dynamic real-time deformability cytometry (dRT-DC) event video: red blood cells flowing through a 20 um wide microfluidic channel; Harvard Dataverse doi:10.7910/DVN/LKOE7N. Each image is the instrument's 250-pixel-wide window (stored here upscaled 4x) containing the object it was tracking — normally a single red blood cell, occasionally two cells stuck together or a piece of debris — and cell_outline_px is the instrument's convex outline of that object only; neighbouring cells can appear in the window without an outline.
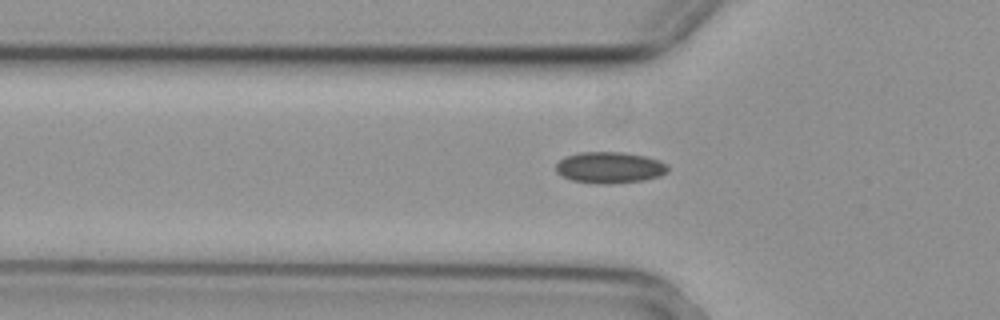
{"species": "common noctule bat (a hibernating species)", "species_latin": "Nyctalus noctula", "temperature_condition": "cold", "stored_images_in_passage": 35, "camera_frame_rate_fps": 3000, "um_per_image_px": 0.085, "animal": {"sex": "female", "body_mass_g": 29.2, "forearm_length_mm": 56.3}, "frame": {"image": 1, "passage_image": 5, "time_ms": 1.333, "image_size_px": [1000, 320], "cell_outline_px": [[668, 172], [660, 176], [644, 180], [604, 184], [572, 180], [556, 172], [556, 164], [564, 156], [580, 152], [620, 152], [644, 156], [660, 160], [668, 164]], "centroid_in_image_um": [51.84, 14.23], "position_along_channel_um": 74.0, "area_um2": 20.35}}
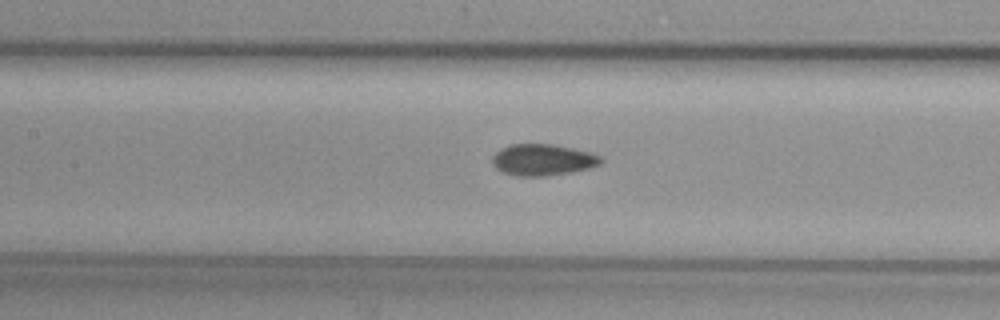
{"frame": {"image": 2, "passage_image": 12, "time_ms": 3.667, "image_size_px": [1000, 320], "cell_outline_px": [[604, 160], [600, 164], [588, 168], [572, 172], [544, 176], [516, 176], [504, 172], [496, 168], [492, 164], [492, 156], [500, 148], [512, 144], [556, 144], [588, 152], [600, 156]], "centroid_in_image_um": [46.12, 13.58], "position_along_channel_um": 161.3, "area_um2": 19.88}}
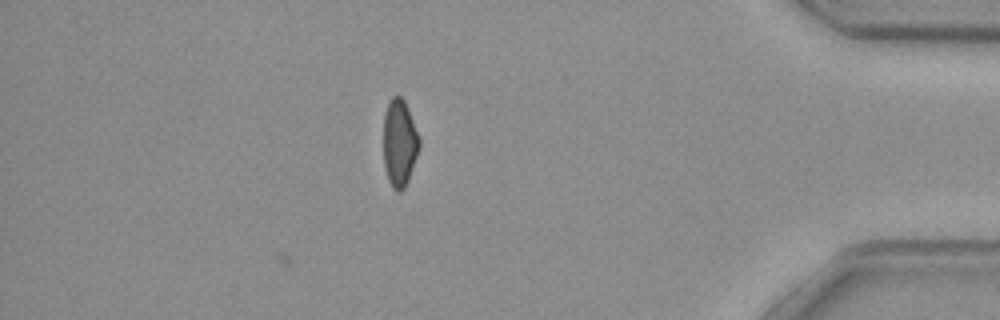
{"frame": {"image": 3, "passage_image": 35, "time_ms": 11.333, "image_size_px": [1000, 320], "cell_outline_px": [[420, 148], [408, 180], [404, 188], [400, 192], [396, 192], [392, 188], [388, 180], [384, 168], [384, 116], [388, 104], [392, 96], [400, 96], [404, 100], [420, 140]], "centroid_in_image_um": [33.95, 12.2], "position_along_channel_um": 401.3, "area_um2": 18.09}, "authors_computed_cell_mechanics": {"area_um2": 19.5364, "velocity_mm_per_s": 3.7069, "shape_relaxation_time_tau1_ms": 11.1692, "shape_relaxation_time_tau2_ms": 3.4435, "deformation_change_tau1": 0.1499, "deformation_change_tau2": 0.0695}}